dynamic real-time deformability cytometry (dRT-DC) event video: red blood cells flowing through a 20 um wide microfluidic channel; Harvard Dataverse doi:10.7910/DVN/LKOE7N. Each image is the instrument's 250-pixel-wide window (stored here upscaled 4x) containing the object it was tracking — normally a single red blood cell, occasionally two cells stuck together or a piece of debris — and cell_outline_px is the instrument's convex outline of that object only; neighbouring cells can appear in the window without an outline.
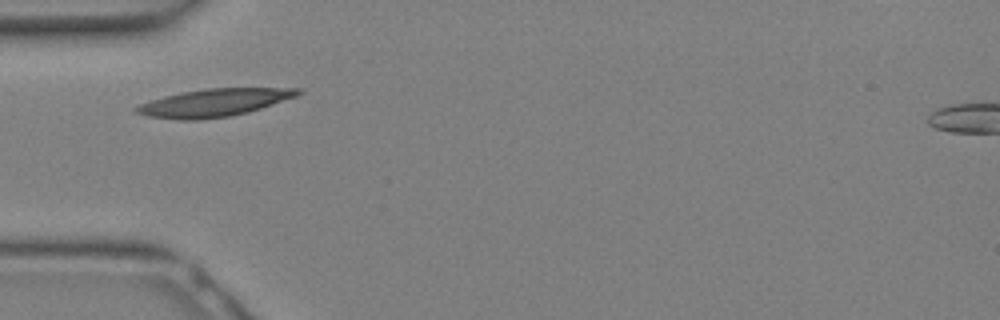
{"species": "Egyptian fruit bat (a non-hibernating species)", "species_latin": "Rousettus aegyptiacus", "temperature_condition": "warm", "stored_images_in_passage": 8, "camera_frame_rate_fps": 3000, "um_per_image_px": 0.085, "animal": {"sex": "female"}, "frame": {"image": 1, "passage_image": 1, "time_ms": 0.0, "image_size_px": [1000, 320], "cell_outline_px": [[304, 92], [296, 96], [248, 112], [228, 116], [200, 120], [176, 120], [148, 116], [136, 112], [132, 108], [140, 104], [164, 96], [204, 88], [300, 88]], "centroid_in_image_um": [18.18, 8.73], "position_along_channel_um": 66.8, "area_um2": 25.89}}
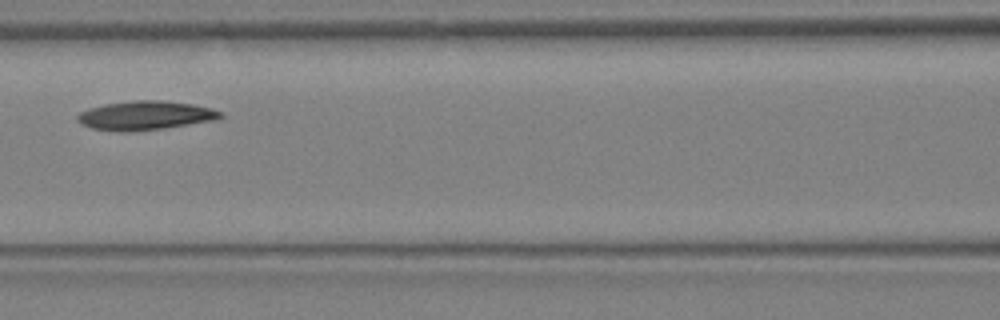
{"frame": {"image": 2, "passage_image": 5, "time_ms": 1.333, "image_size_px": [1000, 320], "cell_outline_px": [[224, 116], [216, 120], [164, 128], [128, 132], [116, 132], [92, 128], [76, 120], [76, 116], [80, 112], [88, 108], [104, 104], [132, 100], [160, 100], [192, 104], [212, 108], [224, 112]], "centroid_in_image_um": [12.36, 9.81], "position_along_channel_um": 154.2, "area_um2": 24.33}}
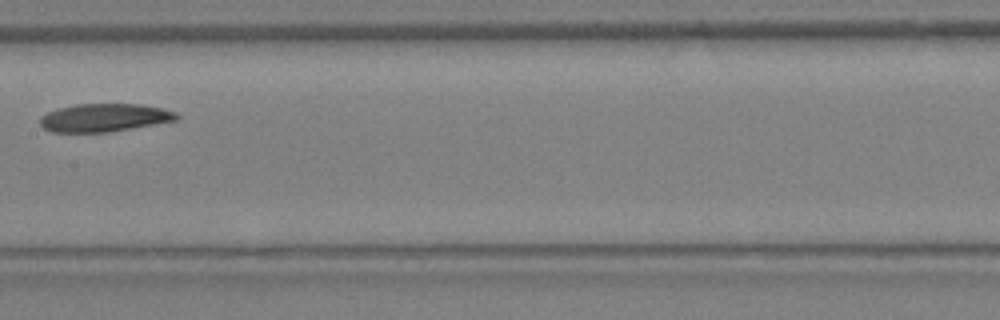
{"frame": {"image": 3, "passage_image": 7, "time_ms": 2.0, "image_size_px": [1000, 320], "cell_outline_px": [[180, 116], [176, 120], [108, 132], [52, 132], [44, 128], [40, 124], [40, 116], [56, 108], [76, 104], [140, 104], [160, 108], [176, 112]], "centroid_in_image_um": [8.83, 9.99], "position_along_channel_um": 198.6, "area_um2": 22.2}}